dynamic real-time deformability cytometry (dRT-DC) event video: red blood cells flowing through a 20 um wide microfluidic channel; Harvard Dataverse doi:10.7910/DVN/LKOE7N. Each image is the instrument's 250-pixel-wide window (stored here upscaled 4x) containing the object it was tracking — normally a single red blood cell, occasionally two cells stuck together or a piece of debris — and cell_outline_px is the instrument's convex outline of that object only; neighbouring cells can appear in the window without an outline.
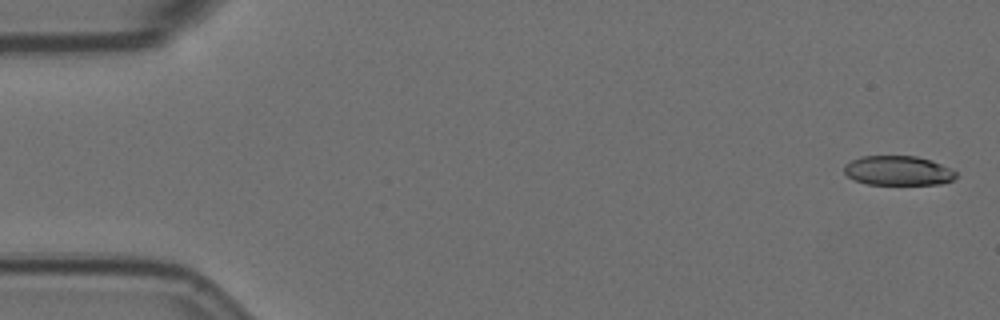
{"species": "Egyptian fruit bat (a non-hibernating species)", "species_latin": "Rousettus aegyptiacus", "temperature_condition": "room temperature", "stored_images_in_passage": 5, "camera_frame_rate_fps": 3000, "um_per_image_px": 0.085, "animal": {"sex": "female"}, "frame": {"image": 1, "passage_image": 1, "time_ms": 0.0, "image_size_px": [1000, 320], "cell_outline_px": [[956, 176], [952, 180], [940, 184], [868, 184], [856, 180], [848, 176], [844, 172], [844, 164], [860, 156], [916, 156], [932, 160], [956, 172]], "centroid_in_image_um": [76.31, 14.49], "position_along_channel_um": 8.7, "area_um2": 19.07}}
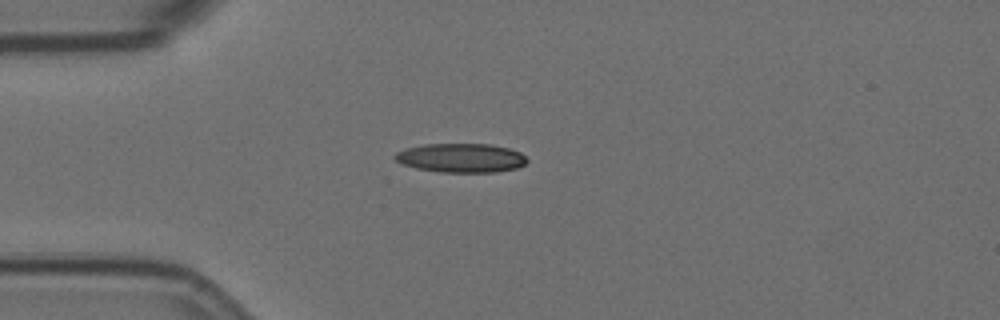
{"frame": {"image": 2, "passage_image": 4, "time_ms": 4.333, "image_size_px": [1000, 320], "cell_outline_px": [[528, 160], [524, 164], [516, 168], [496, 172], [440, 172], [416, 168], [404, 164], [396, 160], [392, 156], [396, 152], [404, 148], [424, 144], [492, 144], [508, 148], [520, 152]], "centroid_in_image_um": [39.17, 13.41], "position_along_channel_um": 45.8, "area_um2": 22.37}}